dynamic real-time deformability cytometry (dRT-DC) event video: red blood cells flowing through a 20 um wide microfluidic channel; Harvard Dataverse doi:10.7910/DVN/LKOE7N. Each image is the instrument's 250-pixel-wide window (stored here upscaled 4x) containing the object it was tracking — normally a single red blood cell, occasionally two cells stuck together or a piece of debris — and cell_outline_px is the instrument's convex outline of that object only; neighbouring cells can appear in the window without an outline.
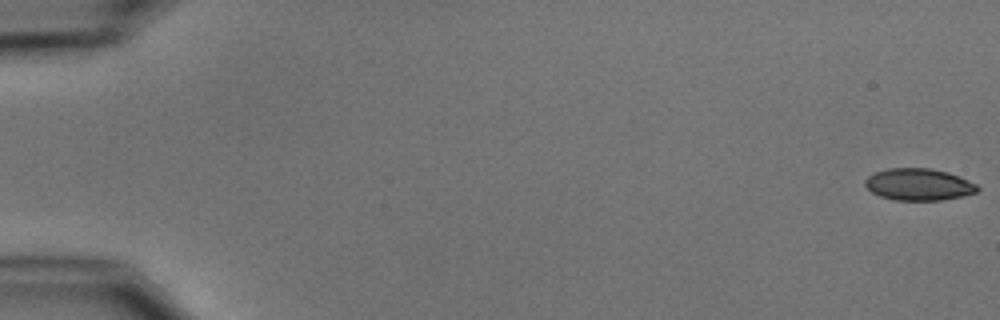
{"species": "common noctule bat (a hibernating species)", "species_latin": "Nyctalus noctula", "temperature_condition": "cold", "stored_images_in_passage": 5, "camera_frame_rate_fps": 3000, "um_per_image_px": 0.085, "animal": {"sex": "male", "body_mass_g": 15.6}, "frame": {"image": 1, "passage_image": 1, "time_ms": 0.0, "image_size_px": [1000, 320], "cell_outline_px": [[980, 188], [976, 192], [964, 196], [940, 200], [896, 200], [880, 196], [872, 192], [864, 184], [864, 180], [872, 172], [888, 168], [928, 168], [948, 172], [960, 176], [976, 184]], "centroid_in_image_um": [78.08, 15.67], "position_along_channel_um": 6.9, "area_um2": 20.98}}